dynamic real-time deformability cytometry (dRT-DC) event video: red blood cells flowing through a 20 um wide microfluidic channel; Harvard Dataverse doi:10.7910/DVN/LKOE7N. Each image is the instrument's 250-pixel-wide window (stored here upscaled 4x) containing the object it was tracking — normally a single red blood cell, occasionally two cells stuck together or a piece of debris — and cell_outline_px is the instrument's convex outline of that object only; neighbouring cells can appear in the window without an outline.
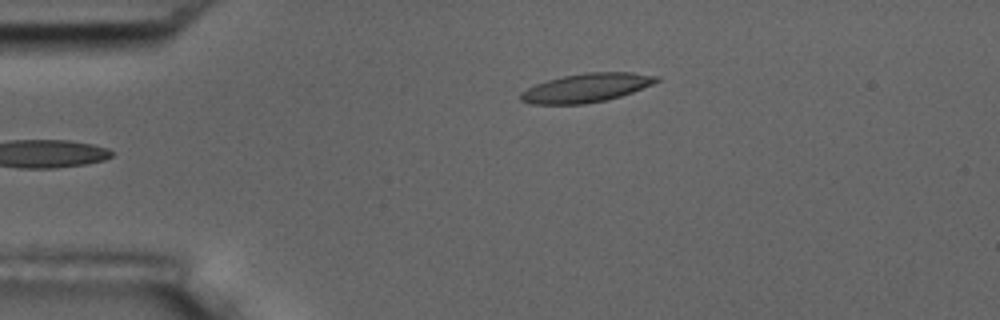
{"species": "common noctule bat (a hibernating species)", "species_latin": "Nyctalus noctula", "temperature_condition": "room temperature", "stored_images_in_passage": 4, "camera_frame_rate_fps": 3000, "um_per_image_px": 0.085, "animal": {"sex": "male", "body_mass_g": 17.5, "forearm_length_mm": 52.3}, "frame": {"image": 1, "passage_image": 4, "time_ms": 3.667, "image_size_px": [1000, 320], "cell_outline_px": [[660, 80], [652, 84], [632, 92], [608, 100], [584, 104], [532, 104], [520, 100], [520, 92], [536, 84], [548, 80], [564, 76], [584, 72], [632, 72], [660, 76]], "centroid_in_image_um": [49.85, 7.46], "position_along_channel_um": 35.1, "area_um2": 22.77}}